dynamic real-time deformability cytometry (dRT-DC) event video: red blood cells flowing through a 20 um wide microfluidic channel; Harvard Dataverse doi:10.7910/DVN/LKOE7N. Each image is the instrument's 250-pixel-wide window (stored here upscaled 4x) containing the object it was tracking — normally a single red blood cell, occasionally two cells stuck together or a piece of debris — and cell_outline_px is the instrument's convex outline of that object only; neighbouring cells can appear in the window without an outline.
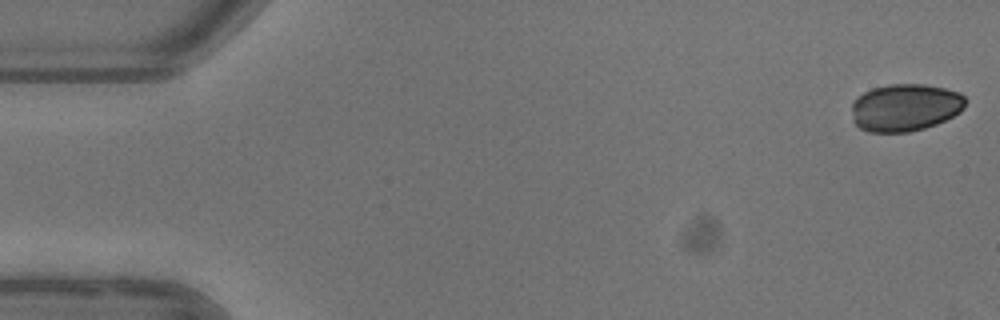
{"species": "common noctule bat (a hibernating species)", "species_latin": "Nyctalus noctula", "temperature_condition": "warm", "stored_images_in_passage": 52, "camera_frame_rate_fps": 3000, "um_per_image_px": 0.085, "animal": {"sex": "female"}, "frame": {"image": 1, "passage_image": 1, "time_ms": 0.0, "image_size_px": [1000, 320], "cell_outline_px": [[968, 100], [964, 108], [960, 112], [936, 124], [924, 128], [908, 132], [868, 132], [860, 128], [852, 120], [852, 104], [856, 96], [872, 88], [888, 84], [924, 84], [944, 88], [960, 92]], "centroid_in_image_um": [76.93, 9.13], "position_along_channel_um": 8.1, "area_um2": 31.73}}
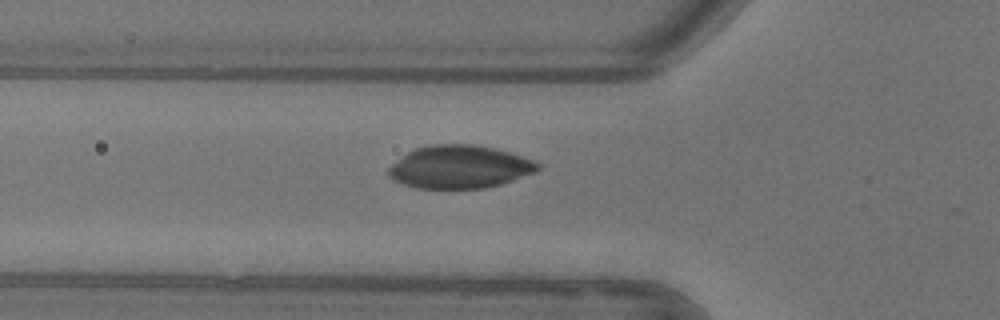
{"frame": {"image": 2, "passage_image": 18, "time_ms": 5.667, "image_size_px": [1000, 320], "cell_outline_px": [[540, 168], [536, 172], [500, 184], [484, 188], [416, 188], [392, 180], [388, 176], [388, 168], [392, 164], [408, 152], [416, 148], [428, 144], [472, 144], [492, 148], [508, 152], [532, 160], [540, 164]], "centroid_in_image_um": [39.03, 14.19], "position_along_channel_um": 86.8, "area_um2": 37.11}}
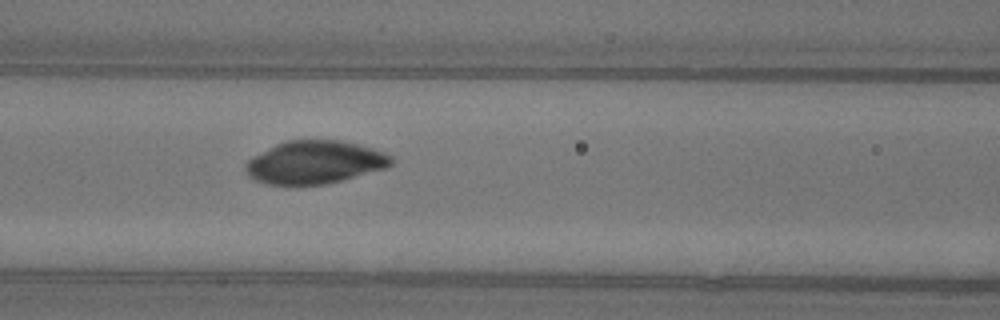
{"frame": {"image": 3, "passage_image": 22, "time_ms": 7.0, "image_size_px": [1000, 320], "cell_outline_px": [[392, 164], [388, 168], [324, 184], [268, 184], [256, 180], [248, 176], [244, 172], [244, 164], [248, 160], [268, 148], [276, 144], [288, 140], [340, 140], [372, 148], [384, 152], [392, 156]], "centroid_in_image_um": [26.75, 13.79], "position_along_channel_um": 139.9, "area_um2": 36.24}}